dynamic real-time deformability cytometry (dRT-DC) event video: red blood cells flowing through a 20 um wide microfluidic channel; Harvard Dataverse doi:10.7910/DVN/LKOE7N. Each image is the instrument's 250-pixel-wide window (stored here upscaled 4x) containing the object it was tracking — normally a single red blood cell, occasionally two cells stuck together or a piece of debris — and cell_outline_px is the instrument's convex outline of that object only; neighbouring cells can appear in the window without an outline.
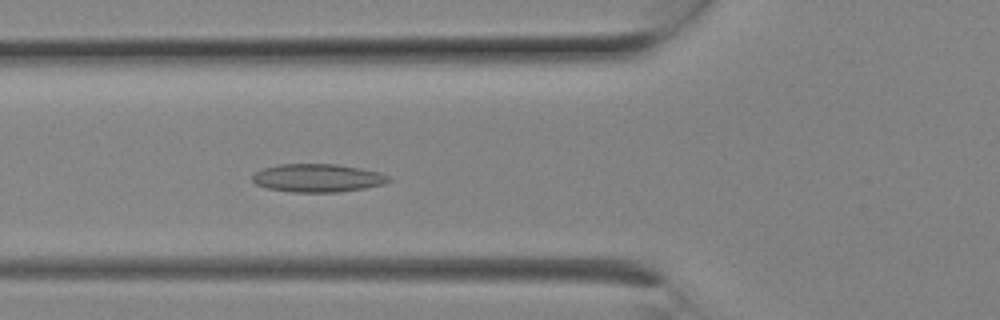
{"species": "Egyptian fruit bat (a non-hibernating species)", "species_latin": "Rousettus aegyptiacus", "temperature_condition": "room temperature", "stored_images_in_passage": 7, "camera_frame_rate_fps": 3000, "um_per_image_px": 0.085, "animal": {"sex": "female"}, "frame": {"image": 1, "passage_image": 7, "time_ms": 2.0, "image_size_px": [1000, 320], "cell_outline_px": [[392, 180], [384, 184], [364, 188], [336, 192], [292, 192], [268, 188], [256, 184], [252, 180], [252, 176], [256, 172], [264, 168], [276, 164], [336, 164], [360, 168], [376, 172], [388, 176]], "centroid_in_image_um": [26.98, 15.12], "position_along_channel_um": 98.8, "area_um2": 22.2}}